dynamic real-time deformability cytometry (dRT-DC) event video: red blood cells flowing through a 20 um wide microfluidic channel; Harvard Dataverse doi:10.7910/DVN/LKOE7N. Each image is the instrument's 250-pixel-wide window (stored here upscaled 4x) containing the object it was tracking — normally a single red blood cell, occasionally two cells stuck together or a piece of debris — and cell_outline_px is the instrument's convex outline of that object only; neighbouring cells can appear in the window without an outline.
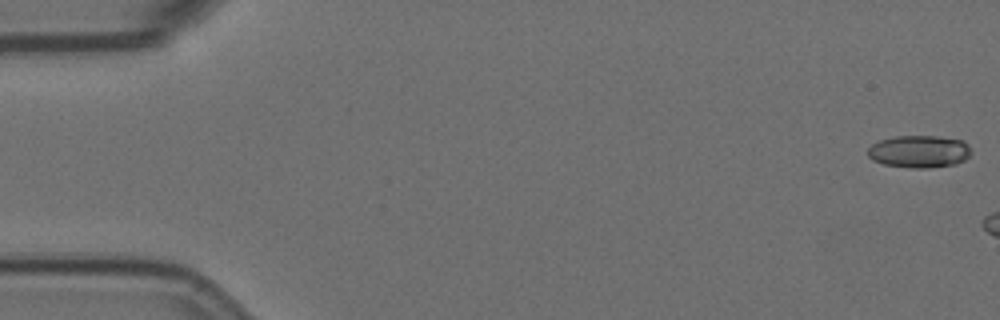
{"species": "Egyptian fruit bat (a non-hibernating species)", "species_latin": "Rousettus aegyptiacus", "temperature_condition": "room temperature", "stored_images_in_passage": 7, "camera_frame_rate_fps": 3000, "um_per_image_px": 0.085, "animal": {"sex": "female"}, "frame": {"image": 1, "passage_image": 1, "time_ms": 0.0, "image_size_px": [1000, 320], "cell_outline_px": [[972, 152], [964, 160], [956, 164], [928, 168], [912, 168], [884, 164], [872, 160], [868, 156], [868, 148], [872, 144], [880, 140], [896, 136], [936, 136], [964, 140], [968, 144]], "centroid_in_image_um": [78.15, 12.87], "position_along_channel_um": 6.9, "area_um2": 19.59}}